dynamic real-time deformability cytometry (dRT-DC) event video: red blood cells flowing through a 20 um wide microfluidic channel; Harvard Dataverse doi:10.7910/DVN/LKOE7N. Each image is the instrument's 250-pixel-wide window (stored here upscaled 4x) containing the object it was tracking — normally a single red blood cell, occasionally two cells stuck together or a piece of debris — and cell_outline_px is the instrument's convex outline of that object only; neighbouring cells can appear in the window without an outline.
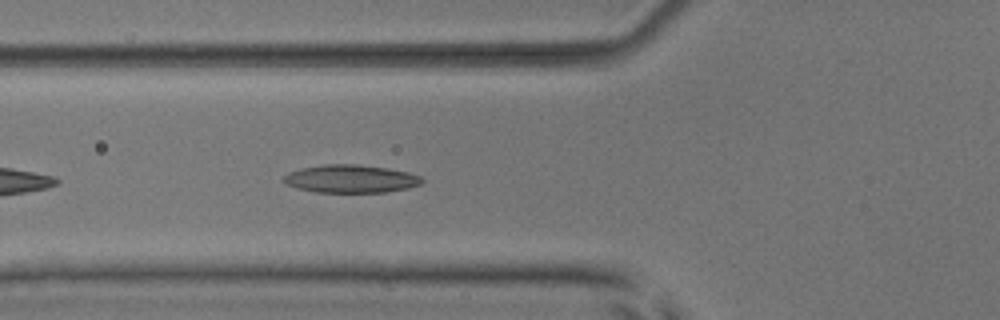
{"species": "common noctule bat (a hibernating species)", "species_latin": "Nyctalus noctula", "temperature_condition": "room temperature", "stored_images_in_passage": 28, "camera_frame_rate_fps": 3000, "um_per_image_px": 0.085, "animal": {"sex": "male", "body_mass_g": 17.9, "forearm_length_mm": 54.2}, "frame": {"image": 1, "passage_image": 5, "time_ms": 1.333, "image_size_px": [1000, 320], "cell_outline_px": [[424, 180], [420, 184], [408, 188], [384, 192], [316, 192], [296, 188], [288, 184], [284, 180], [284, 176], [288, 172], [300, 168], [324, 164], [356, 164], [388, 168], [408, 172], [420, 176]], "centroid_in_image_um": [29.81, 15.19], "position_along_channel_um": 96.0, "area_um2": 22.48}}
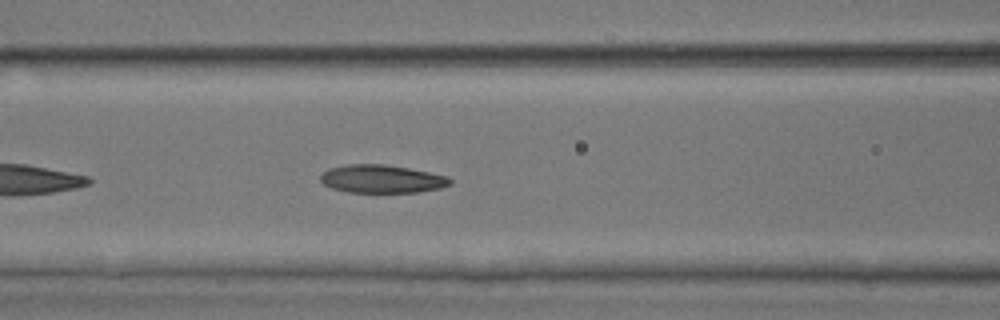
{"frame": {"image": 2, "passage_image": 8, "time_ms": 2.333, "image_size_px": [1000, 320], "cell_outline_px": [[452, 184], [440, 188], [420, 192], [348, 192], [332, 188], [324, 184], [320, 180], [320, 176], [328, 168], [344, 164], [384, 164], [408, 168], [448, 176], [452, 180]], "centroid_in_image_um": [32.45, 15.2], "position_along_channel_um": 134.1, "area_um2": 21.27}}
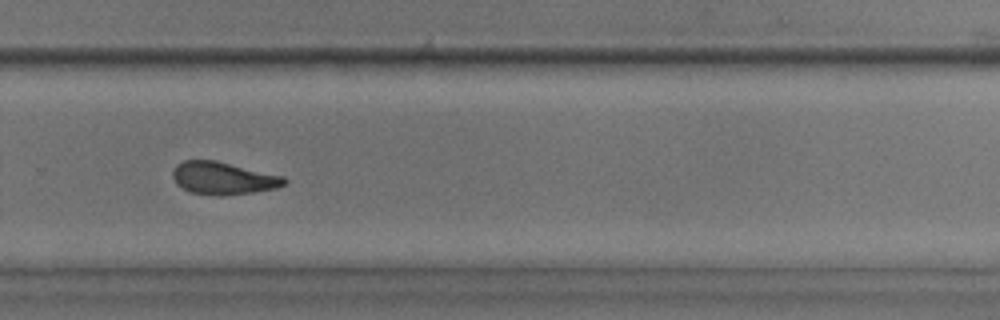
{"frame": {"image": 3, "passage_image": 22, "time_ms": 7.0, "image_size_px": [1000, 320], "cell_outline_px": [[288, 180], [284, 184], [276, 188], [252, 192], [220, 196], [188, 192], [176, 184], [172, 176], [172, 172], [176, 164], [184, 160], [216, 160], [284, 176]], "centroid_in_image_um": [18.94, 15.14], "position_along_channel_um": 310.9, "area_um2": 21.27}, "authors_computed_cell_mechanics": {"area_um2": 21.5016, "velocity_mm_per_s": 3.7938, "shape_relaxation_time_tau1_ms": 8.3386, "shape_relaxation_time_tau2_ms": 2.6734, "deformation_change_tau1": 0.1921, "deformation_change_tau2": 0.103}}